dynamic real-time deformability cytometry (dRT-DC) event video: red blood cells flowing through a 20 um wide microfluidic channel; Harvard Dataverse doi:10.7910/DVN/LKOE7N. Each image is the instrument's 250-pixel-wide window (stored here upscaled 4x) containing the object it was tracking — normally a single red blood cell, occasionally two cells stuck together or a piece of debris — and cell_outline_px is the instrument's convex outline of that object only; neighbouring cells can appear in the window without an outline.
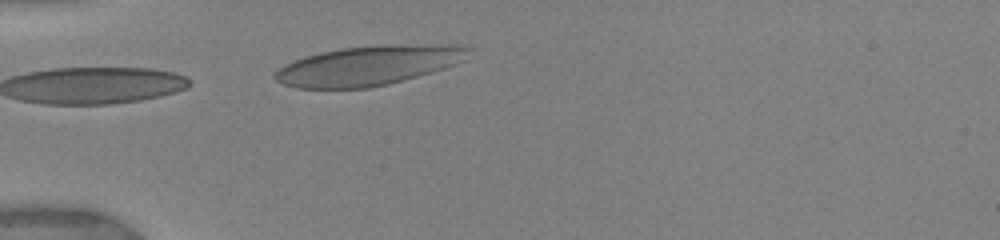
{"species": "human", "species_latin": "Homo sapiens", "temperature_condition": "warm", "stored_images_in_passage": 2, "camera_frame_rate_fps": 3000, "um_per_image_px": 0.085, "donor": {"sex": "female"}, "frame": {"image": 1, "passage_image": 2, "time_ms": 1.0, "image_size_px": [1000, 240], "cell_outline_px": [[476, 48], [464, 60], [456, 64], [432, 72], [388, 84], [368, 88], [296, 88], [284, 84], [276, 80], [272, 76], [284, 64], [304, 56], [320, 52], [340, 48], [384, 44], [452, 44]], "centroid_in_image_um": [31.38, 5.55], "position_along_channel_um": 53.6, "area_um2": 45.08}}